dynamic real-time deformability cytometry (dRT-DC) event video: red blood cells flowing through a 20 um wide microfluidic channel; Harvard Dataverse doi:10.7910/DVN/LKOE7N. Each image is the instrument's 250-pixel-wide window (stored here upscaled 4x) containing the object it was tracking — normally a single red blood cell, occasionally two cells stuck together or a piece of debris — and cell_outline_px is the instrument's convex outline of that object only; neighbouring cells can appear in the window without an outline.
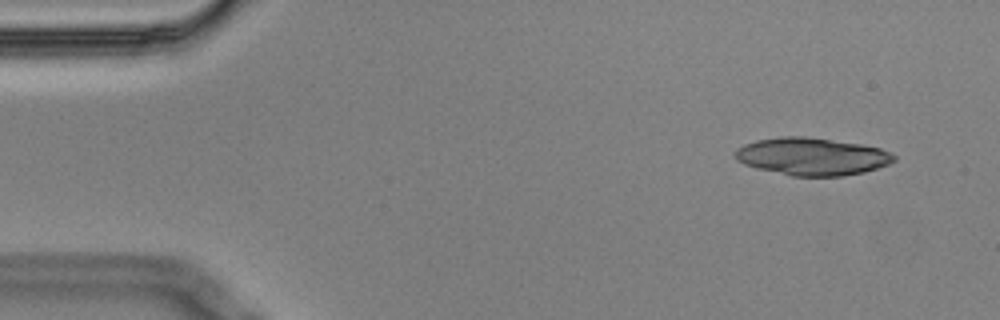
{"species": "Egyptian fruit bat (a non-hibernating species)", "species_latin": "Rousettus aegyptiacus", "temperature_condition": "cold", "stored_images_in_passage": 4, "camera_frame_rate_fps": 3000, "um_per_image_px": 0.085, "animal": {"sex": "male"}, "frame": {"image": 1, "passage_image": 1, "time_ms": 0.0, "image_size_px": [1000, 320], "cell_outline_px": [[896, 160], [888, 164], [864, 172], [844, 176], [792, 176], [756, 168], [744, 164], [736, 160], [736, 148], [744, 144], [756, 140], [780, 136], [808, 136], [860, 144], [880, 148], [896, 156]], "centroid_in_image_um": [69.0, 13.3], "position_along_channel_um": 16.0, "area_um2": 34.8}}